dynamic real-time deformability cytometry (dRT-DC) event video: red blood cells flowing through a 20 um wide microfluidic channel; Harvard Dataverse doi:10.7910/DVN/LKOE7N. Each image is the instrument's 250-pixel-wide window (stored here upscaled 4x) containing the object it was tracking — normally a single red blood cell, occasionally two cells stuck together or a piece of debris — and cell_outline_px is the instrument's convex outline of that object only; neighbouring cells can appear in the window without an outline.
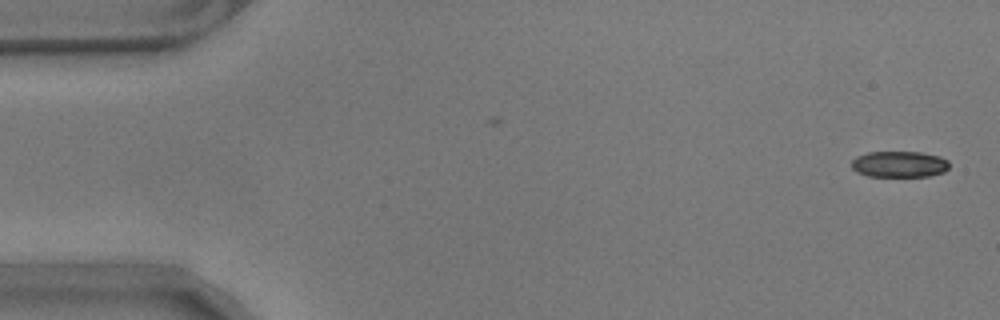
{"species": "common noctule bat (a hibernating species)", "species_latin": "Nyctalus noctula", "temperature_condition": "warm", "stored_images_in_passage": 44, "camera_frame_rate_fps": 3000, "um_per_image_px": 0.085, "animal": {"sex": "male", "body_mass_g": 17.9}, "frame": {"image": 1, "passage_image": 1, "time_ms": 0.0, "image_size_px": [1000, 320], "cell_outline_px": [[948, 168], [944, 172], [932, 176], [868, 176], [856, 172], [852, 168], [852, 160], [856, 156], [868, 152], [920, 152], [940, 156], [948, 160]], "centroid_in_image_um": [76.44, 13.96], "position_along_channel_um": 8.6, "area_um2": 14.97}}
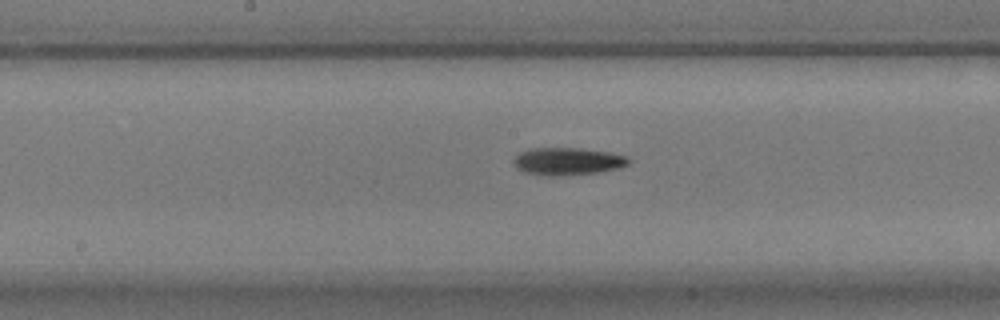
{"frame": {"image": 2, "passage_image": 28, "time_ms": 9.0, "image_size_px": [1000, 320], "cell_outline_px": [[632, 160], [628, 164], [620, 168], [596, 172], [560, 176], [548, 176], [524, 172], [516, 168], [512, 164], [512, 160], [520, 152], [528, 148], [580, 148], [608, 152], [628, 156]], "centroid_in_image_um": [48.23, 13.71], "position_along_channel_um": 200.0, "area_um2": 18.61}}
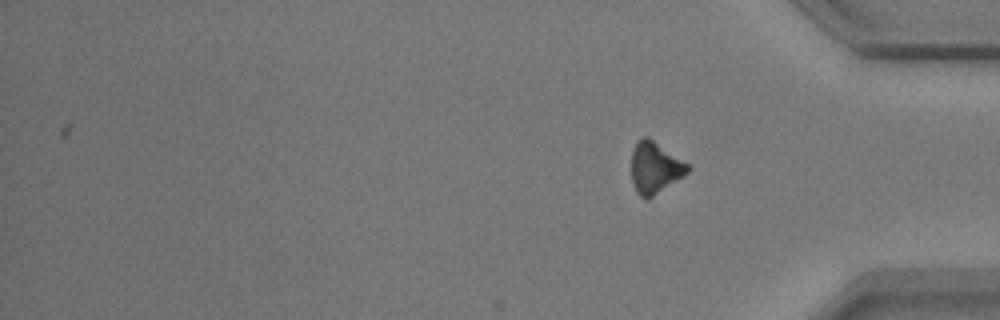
{"frame": {"image": 3, "passage_image": 44, "time_ms": 14.333, "image_size_px": [1000, 320], "cell_outline_px": [[692, 168], [684, 176], [648, 200], [644, 200], [636, 192], [632, 184], [632, 152], [636, 140], [644, 136], [648, 136], [692, 164]], "centroid_in_image_um": [55.71, 14.24], "position_along_channel_um": 379.5, "area_um2": 17.57}, "authors_computed_cell_mechanics": {"area_um2": 17.34, "velocity_mm_per_s": 3.5384, "shape_relaxation_time_tau1_ms": 3.8897, "shape_relaxation_time_tau2_ms": null, "deformation_change_tau1": 0.123, "deformation_change_tau2": null}}